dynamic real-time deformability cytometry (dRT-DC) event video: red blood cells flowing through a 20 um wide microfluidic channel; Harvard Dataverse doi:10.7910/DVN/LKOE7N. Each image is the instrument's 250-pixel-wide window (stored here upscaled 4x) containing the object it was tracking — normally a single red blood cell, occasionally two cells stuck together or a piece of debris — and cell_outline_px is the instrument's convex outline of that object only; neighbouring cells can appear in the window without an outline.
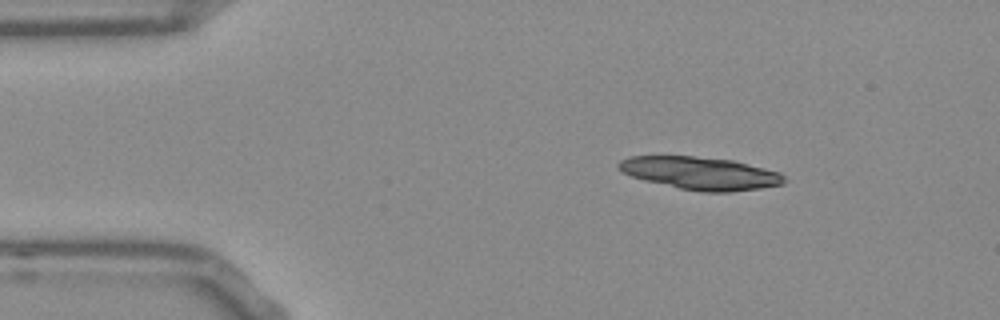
{"species": "Egyptian fruit bat (a non-hibernating species)", "species_latin": "Rousettus aegyptiacus", "temperature_condition": "room temperature", "stored_images_in_passage": 9, "camera_frame_rate_fps": 3000, "um_per_image_px": 0.085, "frame": {"image": 1, "passage_image": 1, "time_ms": 0.0, "image_size_px": [1000, 320], "cell_outline_px": [[788, 180], [784, 184], [760, 188], [732, 192], [704, 192], [680, 188], [644, 180], [632, 176], [624, 172], [616, 164], [620, 160], [628, 156], [692, 156], [732, 160], [780, 172]], "centroid_in_image_um": [59.56, 14.72], "position_along_channel_um": 25.4, "area_um2": 31.44}}